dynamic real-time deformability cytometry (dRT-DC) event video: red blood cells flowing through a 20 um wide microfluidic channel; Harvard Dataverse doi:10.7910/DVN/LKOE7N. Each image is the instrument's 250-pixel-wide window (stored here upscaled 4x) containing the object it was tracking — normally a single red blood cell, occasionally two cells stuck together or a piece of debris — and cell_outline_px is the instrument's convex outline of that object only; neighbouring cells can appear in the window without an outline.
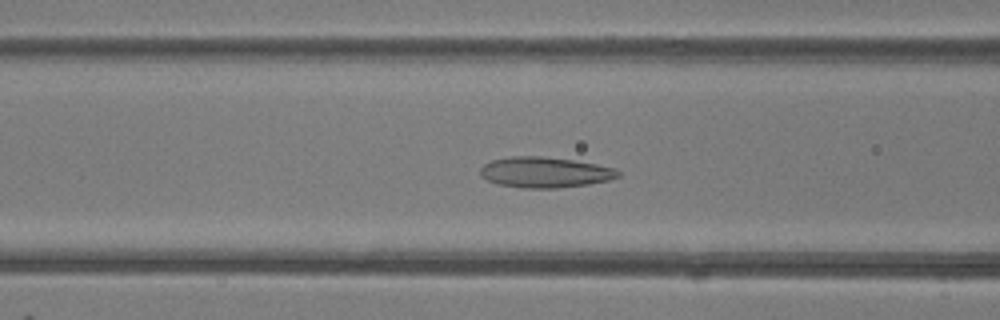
{"species": "common noctule bat (a hibernating species)", "species_latin": "Nyctalus noctula", "temperature_condition": "room temperature", "stored_images_in_passage": 50, "camera_frame_rate_fps": 3000, "um_per_image_px": 0.085, "animal": {"sex": "female"}, "frame": {"image": 1, "passage_image": 20, "time_ms": 6.333, "image_size_px": [1000, 320], "cell_outline_px": [[620, 176], [608, 180], [588, 184], [556, 188], [524, 188], [496, 184], [480, 176], [480, 168], [484, 164], [492, 160], [512, 156], [540, 156], [572, 160], [596, 164], [616, 168], [620, 172]], "centroid_in_image_um": [46.3, 14.65], "position_along_channel_um": 120.3, "area_um2": 24.57}}
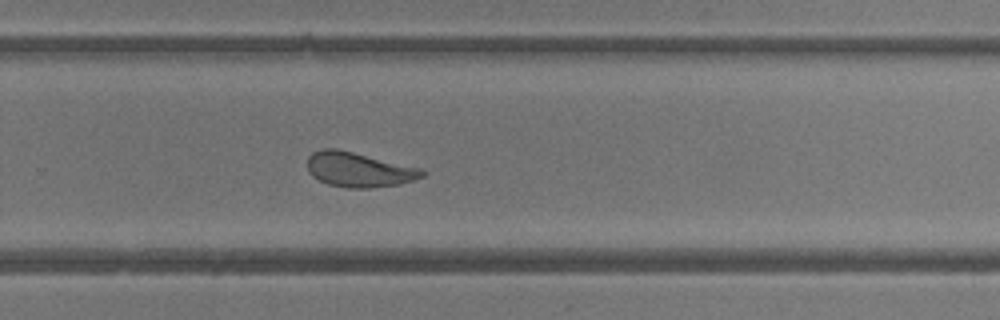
{"frame": {"image": 2, "passage_image": 33, "time_ms": 10.667, "image_size_px": [1000, 320], "cell_outline_px": [[428, 172], [424, 176], [400, 184], [368, 188], [348, 188], [328, 184], [312, 176], [308, 172], [308, 156], [312, 152], [324, 148], [336, 148], [420, 168]], "centroid_in_image_um": [30.48, 14.42], "position_along_channel_um": 299.3, "area_um2": 23.12}}
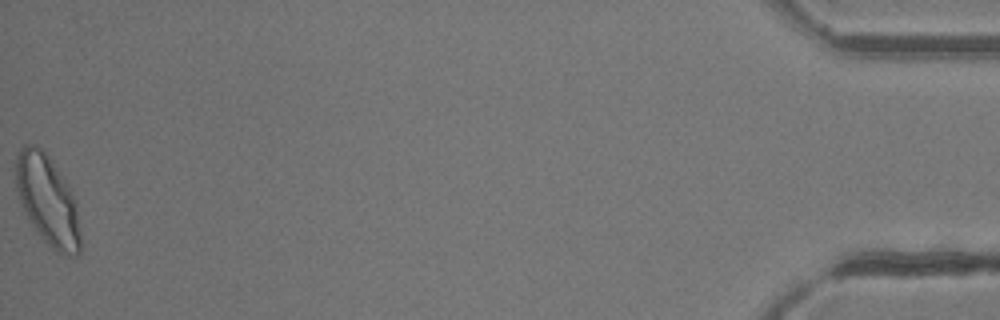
{"frame": {"image": 3, "passage_image": 50, "time_ms": 16.333, "image_size_px": [1000, 320], "cell_outline_px": [[80, 252], [76, 256], [68, 256], [56, 252], [44, 240], [20, 204], [16, 188], [16, 156], [20, 148], [24, 144], [36, 144], [48, 156], [68, 184], [76, 200], [80, 236]], "centroid_in_image_um": [4.05, 17.01], "position_along_channel_um": 431.1, "area_um2": 33.58}, "authors_computed_cell_mechanics": {"area_um2": 25.8944, "velocity_mm_per_s": 4.144, "shape_relaxation_time_tau1_ms": 5.1489, "shape_relaxation_time_tau2_ms": 1.6215, "deformation_change_tau1": 0.1629, "deformation_change_tau2": 0.0987}}